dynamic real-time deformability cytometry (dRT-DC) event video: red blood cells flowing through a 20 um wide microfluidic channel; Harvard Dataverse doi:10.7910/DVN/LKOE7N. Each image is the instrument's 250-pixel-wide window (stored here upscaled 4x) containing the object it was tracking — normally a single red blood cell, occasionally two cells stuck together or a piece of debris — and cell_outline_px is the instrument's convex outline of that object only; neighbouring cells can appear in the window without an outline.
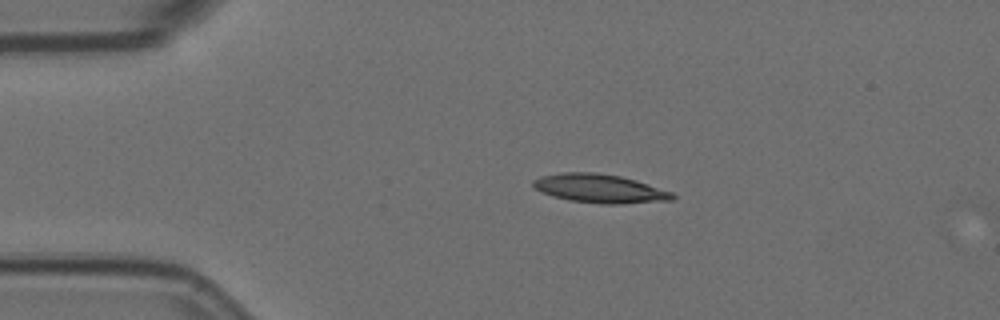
{"species": "Egyptian fruit bat (a non-hibernating species)", "species_latin": "Rousettus aegyptiacus", "temperature_condition": "room temperature", "stored_images_in_passage": 5, "camera_frame_rate_fps": 3000, "um_per_image_px": 0.085, "animal": {"sex": "female"}, "frame": {"image": 1, "passage_image": 2, "time_ms": 0.333, "image_size_px": [1000, 320], "cell_outline_px": [[676, 196], [672, 200], [620, 204], [600, 204], [568, 200], [552, 196], [540, 192], [532, 184], [532, 180], [540, 176], [564, 172], [596, 172], [620, 176], [636, 180], [672, 192]], "centroid_in_image_um": [50.95, 16.02], "position_along_channel_um": 34.0, "area_um2": 23.41}}
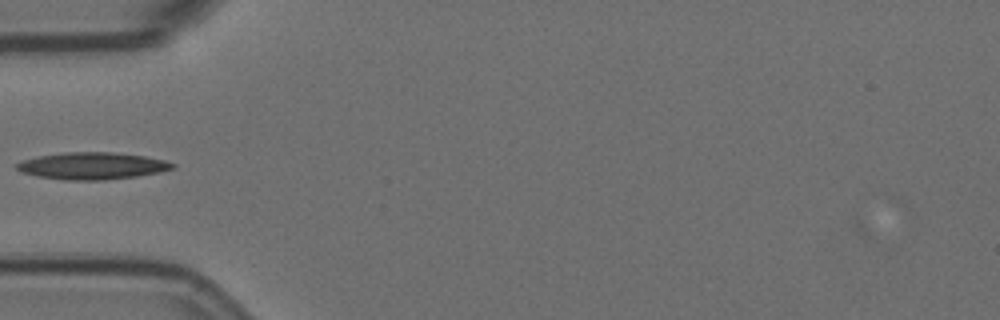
{"frame": {"image": 2, "passage_image": 4, "time_ms": 1.0, "image_size_px": [1000, 320], "cell_outline_px": [[176, 168], [160, 172], [136, 176], [104, 180], [64, 180], [36, 176], [20, 172], [12, 164], [20, 160], [40, 156], [64, 152], [112, 152], [144, 156], [164, 160], [176, 164]], "centroid_in_image_um": [7.79, 14.1], "position_along_channel_um": 77.2, "area_um2": 24.74}}
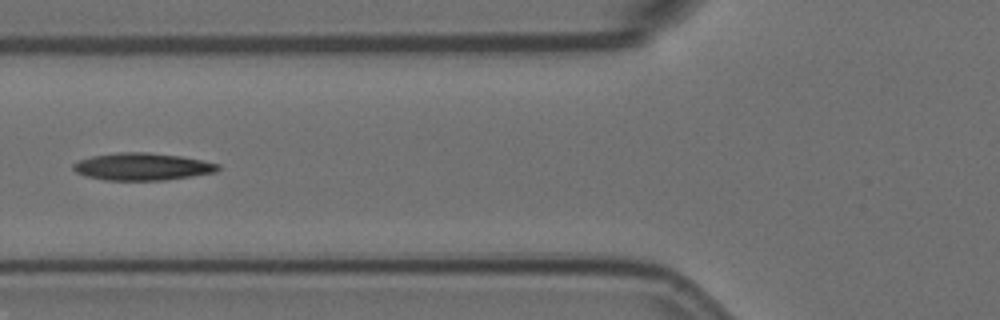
{"frame": {"image": 3, "passage_image": 5, "time_ms": 1.333, "image_size_px": [1000, 320], "cell_outline_px": [[220, 168], [216, 172], [192, 176], [164, 180], [104, 180], [84, 176], [76, 172], [72, 168], [72, 164], [80, 160], [92, 156], [120, 152], [144, 152], [180, 156], [220, 164]], "centroid_in_image_um": [12.07, 14.17], "position_along_channel_um": 113.7, "area_um2": 22.95}}